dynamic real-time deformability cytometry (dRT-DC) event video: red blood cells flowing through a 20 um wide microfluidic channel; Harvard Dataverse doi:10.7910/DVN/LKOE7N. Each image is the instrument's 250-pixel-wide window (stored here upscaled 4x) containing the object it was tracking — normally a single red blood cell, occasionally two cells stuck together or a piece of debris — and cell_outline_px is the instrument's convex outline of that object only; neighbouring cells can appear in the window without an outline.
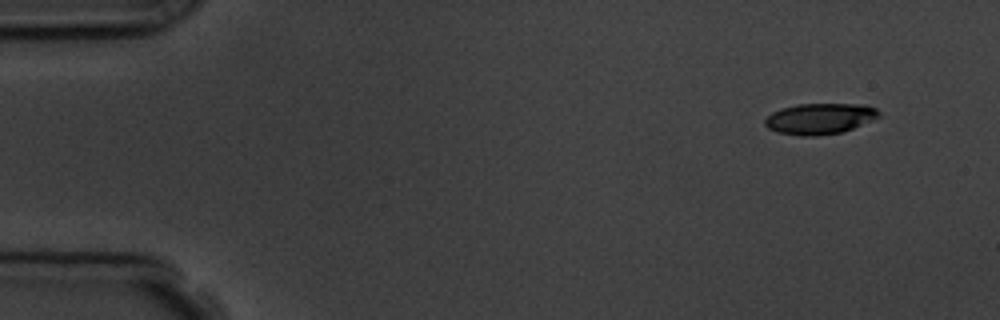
{"species": "common noctule bat (a hibernating species)", "species_latin": "Nyctalus noctula", "temperature_condition": "room temperature", "stored_images_in_passage": 6, "camera_frame_rate_fps": 3000, "um_per_image_px": 0.085, "animal": {"sex": "male", "body_mass_g": 19.5, "forearm_length_mm": 54.6}, "frame": {"image": 1, "passage_image": 1, "time_ms": 0.0, "image_size_px": [1000, 320], "cell_outline_px": [[880, 116], [872, 120], [844, 132], [816, 136], [800, 136], [776, 132], [768, 128], [764, 124], [764, 120], [772, 112], [780, 108], [800, 104], [864, 104], [876, 108], [880, 112]], "centroid_in_image_um": [69.68, 10.09], "position_along_channel_um": 15.3, "area_um2": 20.69}}
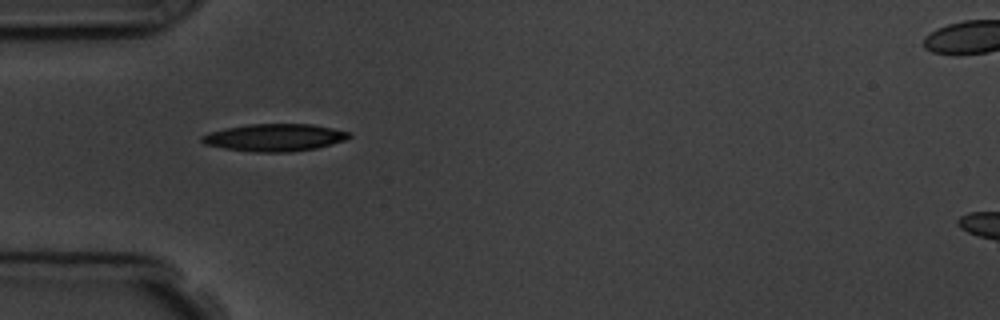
{"frame": {"image": 2, "passage_image": 4, "time_ms": 4.0, "image_size_px": [1000, 320], "cell_outline_px": [[352, 136], [344, 140], [332, 144], [316, 148], [292, 152], [252, 152], [224, 148], [204, 144], [200, 140], [200, 136], [208, 132], [224, 128], [248, 124], [312, 124], [332, 128], [348, 132]], "centroid_in_image_um": [23.3, 11.69], "position_along_channel_um": 61.7, "area_um2": 23.58}}